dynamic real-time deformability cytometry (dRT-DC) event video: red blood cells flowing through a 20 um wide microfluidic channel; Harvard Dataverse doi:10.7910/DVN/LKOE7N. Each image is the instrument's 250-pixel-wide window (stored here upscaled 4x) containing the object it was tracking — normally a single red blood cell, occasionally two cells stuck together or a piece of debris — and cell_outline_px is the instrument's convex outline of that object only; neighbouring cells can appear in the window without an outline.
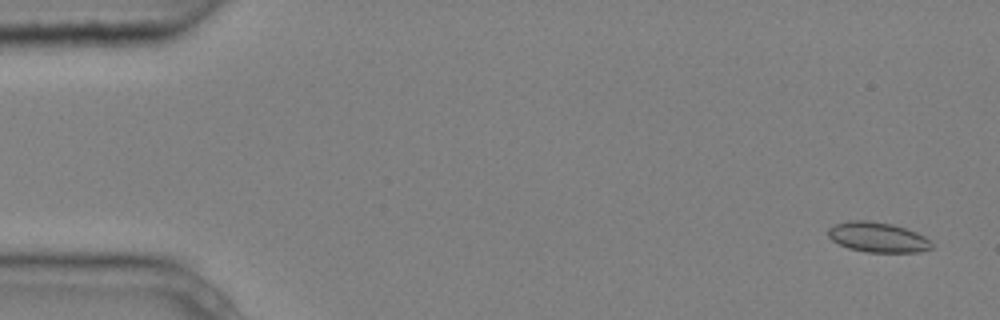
{"species": "common noctule bat (a hibernating species)", "species_latin": "Nyctalus noctula", "temperature_condition": "cold", "stored_images_in_passage": 6, "camera_frame_rate_fps": 3000, "um_per_image_px": 0.085, "animal": {"sex": "male", "body_mass_g": 20.4}, "frame": {"image": 1, "passage_image": 1, "time_ms": 0.0, "image_size_px": [1000, 320], "cell_outline_px": [[932, 248], [920, 252], [868, 252], [848, 248], [832, 240], [828, 236], [828, 228], [836, 224], [848, 220], [868, 220], [892, 224], [916, 232], [924, 236], [932, 244]], "centroid_in_image_um": [74.59, 20.16], "position_along_channel_um": 10.4, "area_um2": 18.03}}
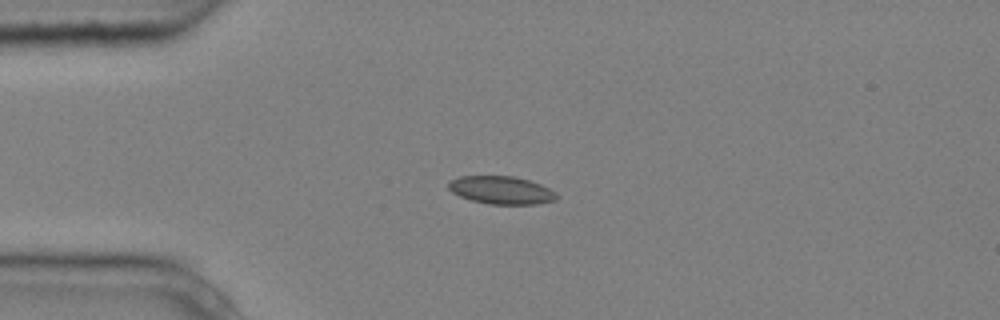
{"frame": {"image": 2, "passage_image": 4, "time_ms": 1.0, "image_size_px": [1000, 320], "cell_outline_px": [[560, 196], [556, 200], [536, 204], [488, 204], [472, 200], [460, 196], [452, 192], [448, 188], [448, 184], [452, 180], [460, 176], [512, 176], [528, 180], [540, 184], [556, 192]], "centroid_in_image_um": [42.64, 16.17], "position_along_channel_um": 42.4, "area_um2": 17.51}}
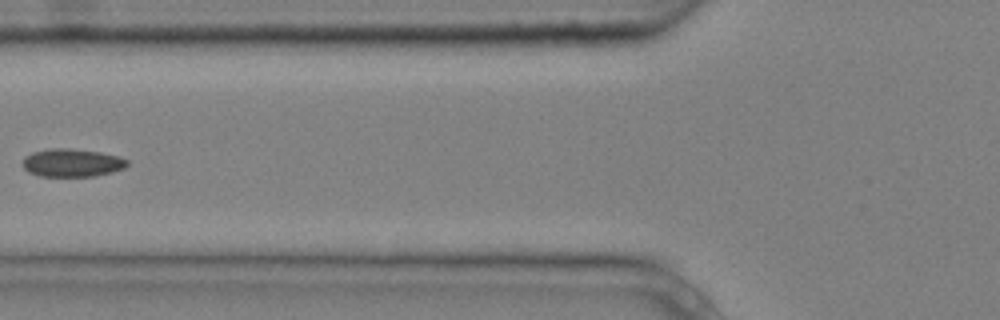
{"frame": {"image": 3, "passage_image": 6, "time_ms": 1.667, "image_size_px": [1000, 320], "cell_outline_px": [[128, 164], [124, 168], [112, 172], [96, 176], [40, 176], [28, 172], [20, 164], [24, 156], [32, 152], [48, 148], [72, 148], [100, 152], [120, 156], [128, 160]], "centroid_in_image_um": [6.09, 13.83], "position_along_channel_um": 119.7, "area_um2": 17.4}}